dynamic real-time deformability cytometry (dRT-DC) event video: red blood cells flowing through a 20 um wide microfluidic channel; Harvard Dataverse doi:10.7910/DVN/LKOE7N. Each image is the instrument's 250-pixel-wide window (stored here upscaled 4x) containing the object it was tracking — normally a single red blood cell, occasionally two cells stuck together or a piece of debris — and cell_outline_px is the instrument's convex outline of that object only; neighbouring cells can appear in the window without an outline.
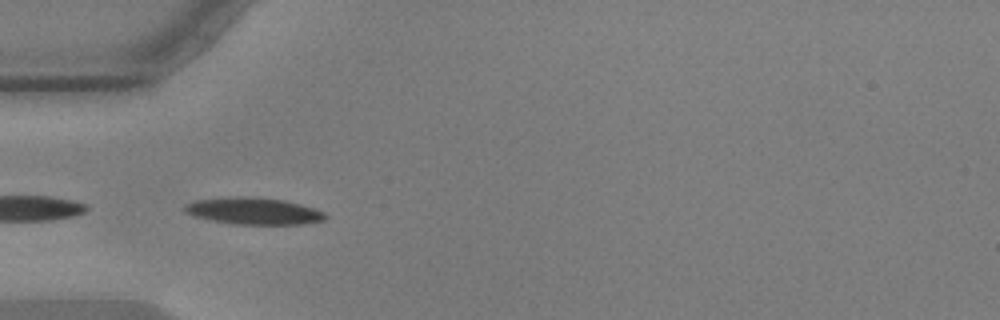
{"species": "common noctule bat (a hibernating species)", "species_latin": "Nyctalus noctula", "temperature_condition": "warm", "stored_images_in_passage": 9, "camera_frame_rate_fps": 3000, "um_per_image_px": 0.085, "animal": {"sex": "male", "body_mass_g": 17.9, "forearm_length_mm": 54.2}, "frame": {"image": 1, "passage_image": 1, "time_ms": 0.0, "image_size_px": [1000, 320], "cell_outline_px": [[328, 216], [324, 220], [304, 224], [232, 224], [212, 220], [196, 216], [184, 212], [180, 208], [184, 204], [196, 200], [232, 196], [256, 196], [284, 200], [300, 204], [324, 212]], "centroid_in_image_um": [21.52, 17.92], "position_along_channel_um": 63.5, "area_um2": 22.2}}